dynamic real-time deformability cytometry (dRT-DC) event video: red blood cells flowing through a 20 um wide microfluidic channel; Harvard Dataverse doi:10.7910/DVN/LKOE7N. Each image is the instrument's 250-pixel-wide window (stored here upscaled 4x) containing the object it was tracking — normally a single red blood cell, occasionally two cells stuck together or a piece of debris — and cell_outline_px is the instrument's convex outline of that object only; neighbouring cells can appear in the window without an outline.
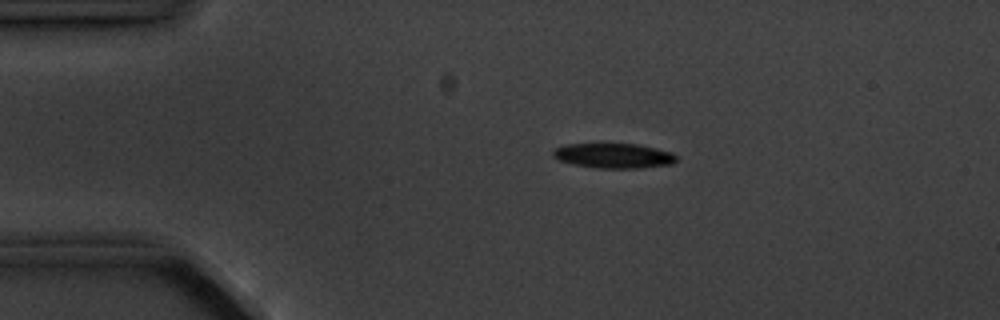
{"species": "common noctule bat (a hibernating species)", "species_latin": "Nyctalus noctula", "temperature_condition": "cold", "stored_images_in_passage": 4, "camera_frame_rate_fps": 3000, "um_per_image_px": 0.085, "animal": {"sex": "male", "body_mass_g": 20.1, "forearm_length_mm": 53.5}, "frame": {"image": 1, "passage_image": 2, "time_ms": 1.0, "image_size_px": [1000, 320], "cell_outline_px": [[676, 160], [672, 164], [636, 168], [596, 168], [572, 164], [560, 160], [552, 156], [552, 152], [556, 148], [564, 144], [636, 144], [656, 148], [672, 152], [676, 156]], "centroid_in_image_um": [52.14, 13.23], "position_along_channel_um": 32.9, "area_um2": 17.8}}